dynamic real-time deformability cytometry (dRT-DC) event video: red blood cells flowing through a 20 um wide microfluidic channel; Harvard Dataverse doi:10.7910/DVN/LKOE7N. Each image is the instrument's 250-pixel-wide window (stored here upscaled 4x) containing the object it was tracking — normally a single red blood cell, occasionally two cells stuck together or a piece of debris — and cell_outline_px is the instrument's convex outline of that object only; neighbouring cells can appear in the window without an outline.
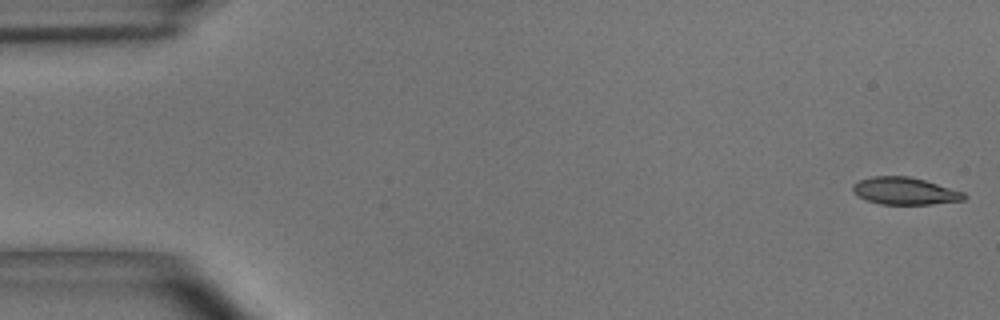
{"species": "common noctule bat (a hibernating species)", "species_latin": "Nyctalus noctula", "temperature_condition": "room temperature", "stored_images_in_passage": 54, "camera_frame_rate_fps": 3000, "um_per_image_px": 0.085, "animal": {"sex": "male", "body_mass_g": 15.6}, "frame": {"image": 1, "passage_image": 1, "time_ms": 0.0, "image_size_px": [1000, 320], "cell_outline_px": [[968, 196], [964, 200], [932, 204], [880, 204], [868, 200], [860, 196], [852, 188], [852, 184], [860, 180], [872, 176], [908, 176], [924, 180], [964, 192]], "centroid_in_image_um": [76.94, 16.23], "position_along_channel_um": 8.1, "area_um2": 17.46}}
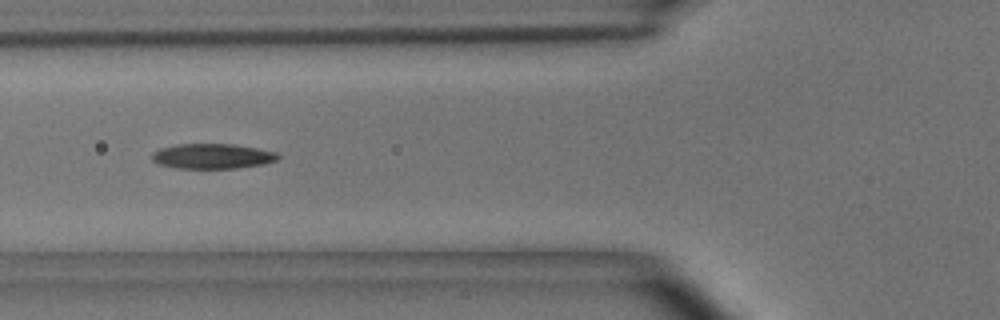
{"frame": {"image": 2, "passage_image": 20, "time_ms": 6.333, "image_size_px": [1000, 320], "cell_outline_px": [[280, 156], [276, 160], [264, 164], [236, 168], [176, 168], [160, 164], [152, 160], [152, 152], [160, 148], [176, 144], [236, 144], [276, 152]], "centroid_in_image_um": [18.04, 13.27], "position_along_channel_um": 107.8, "area_um2": 18.38}}
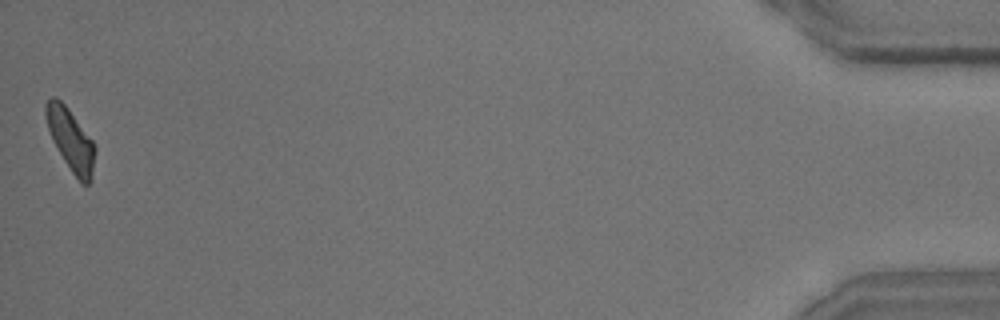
{"frame": {"image": 3, "passage_image": 54, "time_ms": 17.667, "image_size_px": [1000, 320], "cell_outline_px": [[96, 152], [92, 180], [88, 184], [80, 184], [64, 160], [52, 140], [48, 128], [44, 112], [44, 104], [52, 96], [56, 96], [68, 108], [92, 140], [96, 148]], "centroid_in_image_um": [6.01, 11.9], "position_along_channel_um": 429.2, "area_um2": 17.86}, "authors_computed_cell_mechanics": {"area_um2": 18.2937, "velocity_mm_per_s": 3.6556, "shape_relaxation_time_tau1_ms": 4.2776, "shape_relaxation_time_tau2_ms": 3.1633, "deformation_change_tau1": 0.1452, "deformation_change_tau2": 0.1072}}